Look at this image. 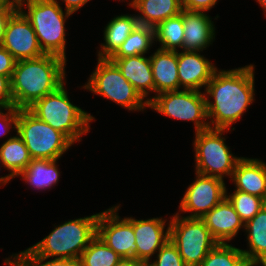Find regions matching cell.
<instances>
[{"mask_svg": "<svg viewBox=\"0 0 266 266\" xmlns=\"http://www.w3.org/2000/svg\"><path fill=\"white\" fill-rule=\"evenodd\" d=\"M254 67L250 64L231 70L215 71L204 90L210 128L229 129L253 103Z\"/></svg>", "mask_w": 266, "mask_h": 266, "instance_id": "6da1fadb", "label": "cell"}, {"mask_svg": "<svg viewBox=\"0 0 266 266\" xmlns=\"http://www.w3.org/2000/svg\"><path fill=\"white\" fill-rule=\"evenodd\" d=\"M67 60L53 54L16 61L11 82L14 107L27 109L66 81Z\"/></svg>", "mask_w": 266, "mask_h": 266, "instance_id": "7a4b0ae2", "label": "cell"}, {"mask_svg": "<svg viewBox=\"0 0 266 266\" xmlns=\"http://www.w3.org/2000/svg\"><path fill=\"white\" fill-rule=\"evenodd\" d=\"M99 213L76 218L55 226L41 241L11 256H41L79 260L90 241L97 235Z\"/></svg>", "mask_w": 266, "mask_h": 266, "instance_id": "3957f363", "label": "cell"}, {"mask_svg": "<svg viewBox=\"0 0 266 266\" xmlns=\"http://www.w3.org/2000/svg\"><path fill=\"white\" fill-rule=\"evenodd\" d=\"M66 82L57 90L36 100L27 109L41 121L63 133L73 144L81 141L95 118L70 102Z\"/></svg>", "mask_w": 266, "mask_h": 266, "instance_id": "277c9868", "label": "cell"}, {"mask_svg": "<svg viewBox=\"0 0 266 266\" xmlns=\"http://www.w3.org/2000/svg\"><path fill=\"white\" fill-rule=\"evenodd\" d=\"M18 9L31 23L42 51L66 60L65 23L72 13L63 11L57 0H28Z\"/></svg>", "mask_w": 266, "mask_h": 266, "instance_id": "5b68a950", "label": "cell"}, {"mask_svg": "<svg viewBox=\"0 0 266 266\" xmlns=\"http://www.w3.org/2000/svg\"><path fill=\"white\" fill-rule=\"evenodd\" d=\"M95 70L82 88L103 96L130 111H144L149 102L139 94L109 58H98Z\"/></svg>", "mask_w": 266, "mask_h": 266, "instance_id": "8992f818", "label": "cell"}, {"mask_svg": "<svg viewBox=\"0 0 266 266\" xmlns=\"http://www.w3.org/2000/svg\"><path fill=\"white\" fill-rule=\"evenodd\" d=\"M16 134L24 141L32 159L59 160L73 145L63 133L28 109L18 108Z\"/></svg>", "mask_w": 266, "mask_h": 266, "instance_id": "52a82bcc", "label": "cell"}, {"mask_svg": "<svg viewBox=\"0 0 266 266\" xmlns=\"http://www.w3.org/2000/svg\"><path fill=\"white\" fill-rule=\"evenodd\" d=\"M225 131L229 129L208 128L195 132V173L220 179L225 176L231 178L236 163L242 157L231 153L222 136Z\"/></svg>", "mask_w": 266, "mask_h": 266, "instance_id": "ba28073f", "label": "cell"}, {"mask_svg": "<svg viewBox=\"0 0 266 266\" xmlns=\"http://www.w3.org/2000/svg\"><path fill=\"white\" fill-rule=\"evenodd\" d=\"M171 217L170 239L177 246L186 266H198L218 242L202 218L180 216Z\"/></svg>", "mask_w": 266, "mask_h": 266, "instance_id": "9c48e42d", "label": "cell"}, {"mask_svg": "<svg viewBox=\"0 0 266 266\" xmlns=\"http://www.w3.org/2000/svg\"><path fill=\"white\" fill-rule=\"evenodd\" d=\"M204 93L197 90L181 89L166 91L149 97V107L159 114L181 121H192L195 132L210 128Z\"/></svg>", "mask_w": 266, "mask_h": 266, "instance_id": "30bf717a", "label": "cell"}, {"mask_svg": "<svg viewBox=\"0 0 266 266\" xmlns=\"http://www.w3.org/2000/svg\"><path fill=\"white\" fill-rule=\"evenodd\" d=\"M196 179L187 188L181 202L180 212H188V218H202L225 197L227 189L224 179L204 176L198 173Z\"/></svg>", "mask_w": 266, "mask_h": 266, "instance_id": "8fae6325", "label": "cell"}, {"mask_svg": "<svg viewBox=\"0 0 266 266\" xmlns=\"http://www.w3.org/2000/svg\"><path fill=\"white\" fill-rule=\"evenodd\" d=\"M120 204L100 212L97 219V235L122 258H135L137 246L132 217L118 215Z\"/></svg>", "mask_w": 266, "mask_h": 266, "instance_id": "7c38bea8", "label": "cell"}, {"mask_svg": "<svg viewBox=\"0 0 266 266\" xmlns=\"http://www.w3.org/2000/svg\"><path fill=\"white\" fill-rule=\"evenodd\" d=\"M2 47L8 50L16 61L34 59L45 54L40 48L31 23L19 9L7 23Z\"/></svg>", "mask_w": 266, "mask_h": 266, "instance_id": "4fadbf2b", "label": "cell"}, {"mask_svg": "<svg viewBox=\"0 0 266 266\" xmlns=\"http://www.w3.org/2000/svg\"><path fill=\"white\" fill-rule=\"evenodd\" d=\"M163 218L135 219L132 217V226L135 234L137 251L135 258L146 264L151 257L170 239V222ZM168 226L167 229L165 228ZM166 229V230H165Z\"/></svg>", "mask_w": 266, "mask_h": 266, "instance_id": "5bb4252c", "label": "cell"}, {"mask_svg": "<svg viewBox=\"0 0 266 266\" xmlns=\"http://www.w3.org/2000/svg\"><path fill=\"white\" fill-rule=\"evenodd\" d=\"M217 67L200 52L178 50L180 88L200 91L212 79Z\"/></svg>", "mask_w": 266, "mask_h": 266, "instance_id": "9a60e30c", "label": "cell"}, {"mask_svg": "<svg viewBox=\"0 0 266 266\" xmlns=\"http://www.w3.org/2000/svg\"><path fill=\"white\" fill-rule=\"evenodd\" d=\"M202 219L218 243L227 244L236 237L241 228H244V223L227 197L212 208Z\"/></svg>", "mask_w": 266, "mask_h": 266, "instance_id": "2e32d148", "label": "cell"}, {"mask_svg": "<svg viewBox=\"0 0 266 266\" xmlns=\"http://www.w3.org/2000/svg\"><path fill=\"white\" fill-rule=\"evenodd\" d=\"M184 21L183 50L203 52L215 39V26L205 12L182 10Z\"/></svg>", "mask_w": 266, "mask_h": 266, "instance_id": "e0dca14e", "label": "cell"}, {"mask_svg": "<svg viewBox=\"0 0 266 266\" xmlns=\"http://www.w3.org/2000/svg\"><path fill=\"white\" fill-rule=\"evenodd\" d=\"M236 189L262 198L266 202V163L257 158L242 157L231 176Z\"/></svg>", "mask_w": 266, "mask_h": 266, "instance_id": "ac0fdd59", "label": "cell"}, {"mask_svg": "<svg viewBox=\"0 0 266 266\" xmlns=\"http://www.w3.org/2000/svg\"><path fill=\"white\" fill-rule=\"evenodd\" d=\"M109 59L117 65L122 75L133 85L139 94L148 101L147 96L150 91L155 93L150 56L137 55Z\"/></svg>", "mask_w": 266, "mask_h": 266, "instance_id": "d6986e66", "label": "cell"}, {"mask_svg": "<svg viewBox=\"0 0 266 266\" xmlns=\"http://www.w3.org/2000/svg\"><path fill=\"white\" fill-rule=\"evenodd\" d=\"M155 84V96L166 91L180 90L178 77V51L158 48L150 56Z\"/></svg>", "mask_w": 266, "mask_h": 266, "instance_id": "ffe728a7", "label": "cell"}, {"mask_svg": "<svg viewBox=\"0 0 266 266\" xmlns=\"http://www.w3.org/2000/svg\"><path fill=\"white\" fill-rule=\"evenodd\" d=\"M249 250H243L250 266H266V204L244 224Z\"/></svg>", "mask_w": 266, "mask_h": 266, "instance_id": "44dd1931", "label": "cell"}, {"mask_svg": "<svg viewBox=\"0 0 266 266\" xmlns=\"http://www.w3.org/2000/svg\"><path fill=\"white\" fill-rule=\"evenodd\" d=\"M129 6L139 11L136 15L140 25L155 28L160 22L181 14V0H131Z\"/></svg>", "mask_w": 266, "mask_h": 266, "instance_id": "7402d4cb", "label": "cell"}, {"mask_svg": "<svg viewBox=\"0 0 266 266\" xmlns=\"http://www.w3.org/2000/svg\"><path fill=\"white\" fill-rule=\"evenodd\" d=\"M0 158L2 160L1 165L10 171L8 175L0 177V187L17 177L32 160L24 141L18 134L13 137L10 136L3 142L0 146Z\"/></svg>", "mask_w": 266, "mask_h": 266, "instance_id": "603a6c76", "label": "cell"}, {"mask_svg": "<svg viewBox=\"0 0 266 266\" xmlns=\"http://www.w3.org/2000/svg\"><path fill=\"white\" fill-rule=\"evenodd\" d=\"M138 24L135 14H121L113 18L105 27V43L100 45L101 51H98V58H110Z\"/></svg>", "mask_w": 266, "mask_h": 266, "instance_id": "cb8c5ba5", "label": "cell"}, {"mask_svg": "<svg viewBox=\"0 0 266 266\" xmlns=\"http://www.w3.org/2000/svg\"><path fill=\"white\" fill-rule=\"evenodd\" d=\"M58 160L32 159L25 170L18 176L31 187L37 190L50 189L57 184L60 171L57 166Z\"/></svg>", "mask_w": 266, "mask_h": 266, "instance_id": "d4e9b609", "label": "cell"}, {"mask_svg": "<svg viewBox=\"0 0 266 266\" xmlns=\"http://www.w3.org/2000/svg\"><path fill=\"white\" fill-rule=\"evenodd\" d=\"M154 41V28L138 24L110 58L145 55Z\"/></svg>", "mask_w": 266, "mask_h": 266, "instance_id": "484cf974", "label": "cell"}, {"mask_svg": "<svg viewBox=\"0 0 266 266\" xmlns=\"http://www.w3.org/2000/svg\"><path fill=\"white\" fill-rule=\"evenodd\" d=\"M155 41L160 42V49L178 51L183 49L184 21L181 14L160 22L154 28Z\"/></svg>", "mask_w": 266, "mask_h": 266, "instance_id": "4316f807", "label": "cell"}, {"mask_svg": "<svg viewBox=\"0 0 266 266\" xmlns=\"http://www.w3.org/2000/svg\"><path fill=\"white\" fill-rule=\"evenodd\" d=\"M122 257L96 235L79 258L80 266H115Z\"/></svg>", "mask_w": 266, "mask_h": 266, "instance_id": "83f0119b", "label": "cell"}, {"mask_svg": "<svg viewBox=\"0 0 266 266\" xmlns=\"http://www.w3.org/2000/svg\"><path fill=\"white\" fill-rule=\"evenodd\" d=\"M198 266H250L242 249L218 243Z\"/></svg>", "mask_w": 266, "mask_h": 266, "instance_id": "f1b7e54d", "label": "cell"}, {"mask_svg": "<svg viewBox=\"0 0 266 266\" xmlns=\"http://www.w3.org/2000/svg\"><path fill=\"white\" fill-rule=\"evenodd\" d=\"M226 197L234 206L244 224L251 220L266 204L262 198L238 190H235L230 195L226 193Z\"/></svg>", "mask_w": 266, "mask_h": 266, "instance_id": "f546056e", "label": "cell"}, {"mask_svg": "<svg viewBox=\"0 0 266 266\" xmlns=\"http://www.w3.org/2000/svg\"><path fill=\"white\" fill-rule=\"evenodd\" d=\"M47 259L41 256H10L4 260V264L7 266H80L79 260L76 259L53 258L49 261Z\"/></svg>", "mask_w": 266, "mask_h": 266, "instance_id": "4dcf8cb0", "label": "cell"}, {"mask_svg": "<svg viewBox=\"0 0 266 266\" xmlns=\"http://www.w3.org/2000/svg\"><path fill=\"white\" fill-rule=\"evenodd\" d=\"M153 262H148L149 266H186L180 256L177 246L169 239L158 251Z\"/></svg>", "mask_w": 266, "mask_h": 266, "instance_id": "1f68e13d", "label": "cell"}, {"mask_svg": "<svg viewBox=\"0 0 266 266\" xmlns=\"http://www.w3.org/2000/svg\"><path fill=\"white\" fill-rule=\"evenodd\" d=\"M6 110L7 112L3 113ZM18 108L14 106L0 107V137L5 136L11 129H17Z\"/></svg>", "mask_w": 266, "mask_h": 266, "instance_id": "d6a6232c", "label": "cell"}, {"mask_svg": "<svg viewBox=\"0 0 266 266\" xmlns=\"http://www.w3.org/2000/svg\"><path fill=\"white\" fill-rule=\"evenodd\" d=\"M15 63L16 60L11 53L0 46V75L8 76L11 79Z\"/></svg>", "mask_w": 266, "mask_h": 266, "instance_id": "836d02e7", "label": "cell"}, {"mask_svg": "<svg viewBox=\"0 0 266 266\" xmlns=\"http://www.w3.org/2000/svg\"><path fill=\"white\" fill-rule=\"evenodd\" d=\"M9 106H14L10 78L0 75V107Z\"/></svg>", "mask_w": 266, "mask_h": 266, "instance_id": "e575fe53", "label": "cell"}, {"mask_svg": "<svg viewBox=\"0 0 266 266\" xmlns=\"http://www.w3.org/2000/svg\"><path fill=\"white\" fill-rule=\"evenodd\" d=\"M218 0H181L182 7L184 10L197 11V12H207Z\"/></svg>", "mask_w": 266, "mask_h": 266, "instance_id": "d590c367", "label": "cell"}, {"mask_svg": "<svg viewBox=\"0 0 266 266\" xmlns=\"http://www.w3.org/2000/svg\"><path fill=\"white\" fill-rule=\"evenodd\" d=\"M18 10V6L10 4L7 8L0 10V46H2L4 32L11 16Z\"/></svg>", "mask_w": 266, "mask_h": 266, "instance_id": "8d00e7d4", "label": "cell"}, {"mask_svg": "<svg viewBox=\"0 0 266 266\" xmlns=\"http://www.w3.org/2000/svg\"><path fill=\"white\" fill-rule=\"evenodd\" d=\"M65 3L66 11L75 13L78 9L82 8L90 0H61Z\"/></svg>", "mask_w": 266, "mask_h": 266, "instance_id": "74e56055", "label": "cell"}, {"mask_svg": "<svg viewBox=\"0 0 266 266\" xmlns=\"http://www.w3.org/2000/svg\"><path fill=\"white\" fill-rule=\"evenodd\" d=\"M146 263L136 258H121L115 266H145Z\"/></svg>", "mask_w": 266, "mask_h": 266, "instance_id": "f35d334b", "label": "cell"}, {"mask_svg": "<svg viewBox=\"0 0 266 266\" xmlns=\"http://www.w3.org/2000/svg\"><path fill=\"white\" fill-rule=\"evenodd\" d=\"M10 4H14L16 6H20L22 3L27 2L28 0H8Z\"/></svg>", "mask_w": 266, "mask_h": 266, "instance_id": "ab89813d", "label": "cell"}, {"mask_svg": "<svg viewBox=\"0 0 266 266\" xmlns=\"http://www.w3.org/2000/svg\"><path fill=\"white\" fill-rule=\"evenodd\" d=\"M10 5V2L8 0H0V10L7 8Z\"/></svg>", "mask_w": 266, "mask_h": 266, "instance_id": "60d3db41", "label": "cell"}, {"mask_svg": "<svg viewBox=\"0 0 266 266\" xmlns=\"http://www.w3.org/2000/svg\"><path fill=\"white\" fill-rule=\"evenodd\" d=\"M261 8L264 10V13L266 15V0H257Z\"/></svg>", "mask_w": 266, "mask_h": 266, "instance_id": "b9f144b4", "label": "cell"}]
</instances>
